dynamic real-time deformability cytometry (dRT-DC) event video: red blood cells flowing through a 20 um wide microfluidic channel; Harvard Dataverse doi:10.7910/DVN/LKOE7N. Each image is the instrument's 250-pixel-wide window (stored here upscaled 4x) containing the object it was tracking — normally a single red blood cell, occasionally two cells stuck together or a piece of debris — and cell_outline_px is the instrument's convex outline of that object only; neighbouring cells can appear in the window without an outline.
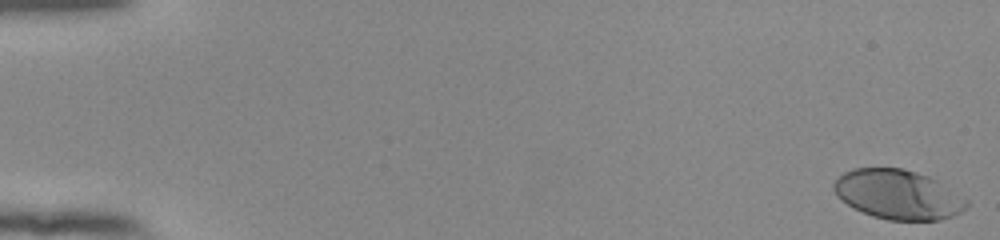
{"species": "human", "species_latin": "Homo sapiens", "temperature_condition": "room temperature", "stored_images_in_passage": 55, "camera_frame_rate_fps": 3000, "um_per_image_px": 0.085, "donor": {"sex": "female"}, "frame": {"image": 1, "passage_image": 1, "time_ms": 0.0, "image_size_px": [1000, 240], "cell_outline_px": [[968, 204], [960, 212], [952, 216], [940, 220], [888, 220], [872, 216], [852, 208], [836, 196], [832, 188], [832, 184], [844, 172], [852, 168], [900, 168], [928, 176], [936, 180], [968, 200]], "centroid_in_image_um": [76.28, 16.54], "position_along_channel_um": 8.7, "area_um2": 38.15}}
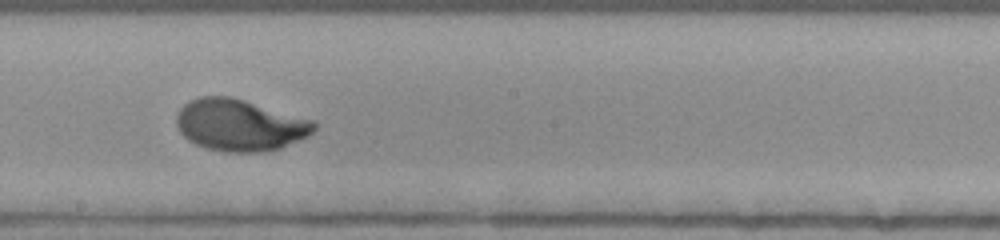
{"frame": {"image": 2, "passage_image": 32, "time_ms": 10.333, "image_size_px": [1000, 240], "cell_outline_px": [[316, 128], [308, 136], [280, 148], [260, 152], [224, 152], [208, 148], [196, 144], [188, 140], [180, 132], [176, 124], [176, 116], [180, 108], [188, 100], [200, 96], [228, 96], [244, 100], [312, 120], [316, 124]], "centroid_in_image_um": [20.34, 10.63], "position_along_channel_um": 227.9, "area_um2": 41.27}}
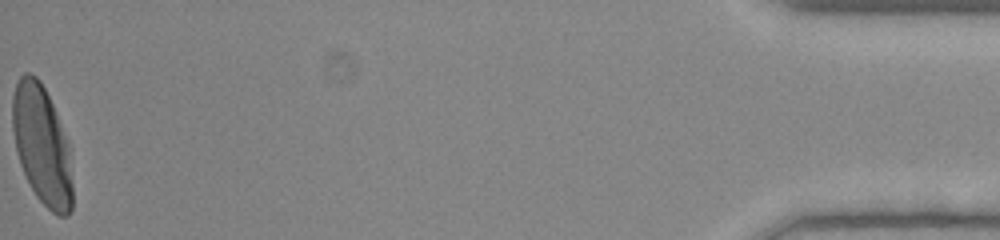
{"frame": {"image": 3, "passage_image": 55, "time_ms": 18.0, "image_size_px": [1000, 240], "cell_outline_px": [[72, 208], [68, 216], [56, 216], [36, 196], [20, 164], [16, 152], [12, 128], [12, 96], [16, 84], [20, 76], [24, 72], [28, 72], [36, 76], [40, 80], [52, 104], [64, 136], [68, 148], [72, 184]], "centroid_in_image_um": [3.53, 12.34], "position_along_channel_um": 431.7, "area_um2": 41.1}, "authors_computed_cell_mechanics": {"area_um2": 39.882, "velocity_mm_per_s": 3.8412, "shape_relaxation_time_tau1_ms": 3.1235, "shape_relaxation_time_tau2_ms": null, "deformation_change_tau1": 0.1741, "deformation_change_tau2": null}}